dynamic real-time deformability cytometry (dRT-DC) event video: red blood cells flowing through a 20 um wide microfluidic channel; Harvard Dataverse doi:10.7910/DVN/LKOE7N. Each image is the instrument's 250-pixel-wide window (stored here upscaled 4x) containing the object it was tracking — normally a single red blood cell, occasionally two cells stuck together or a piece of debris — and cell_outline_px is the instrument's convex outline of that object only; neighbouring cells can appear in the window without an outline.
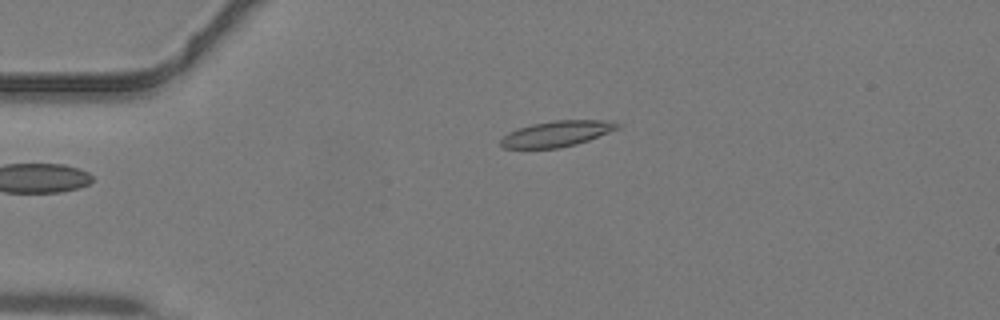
{"species": "common noctule bat (a hibernating species)", "species_latin": "Nyctalus noctula", "temperature_condition": "warm", "stored_images_in_passage": 30, "camera_frame_rate_fps": 3000, "um_per_image_px": 0.085, "animal": {"sex": "male", "body_mass_g": 19.2, "forearm_length_mm": 51.8}, "frame": {"image": 1, "passage_image": 1, "time_ms": 0.0, "image_size_px": [1000, 320], "cell_outline_px": [[620, 128], [588, 140], [576, 144], [560, 148], [504, 148], [500, 144], [500, 140], [508, 132], [532, 124], [556, 120], [612, 120], [620, 124]], "centroid_in_image_um": [47.36, 11.36], "position_along_channel_um": 37.6, "area_um2": 17.46}}
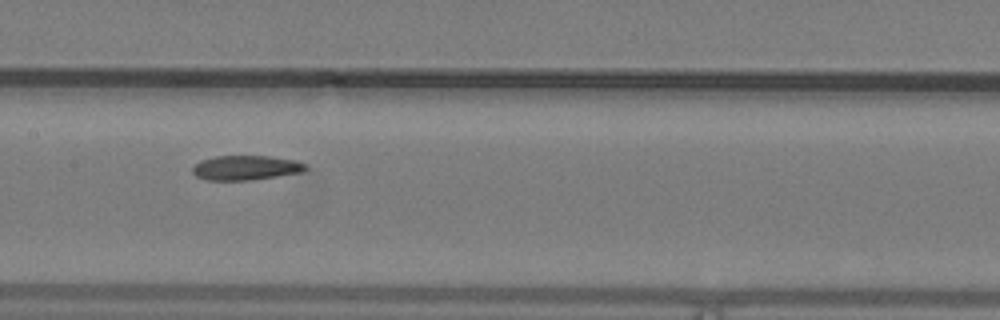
{"frame": {"image": 2, "passage_image": 13, "time_ms": 4.0, "image_size_px": [1000, 320], "cell_outline_px": [[308, 168], [300, 172], [276, 176], [248, 180], [208, 180], [196, 176], [192, 172], [192, 168], [200, 160], [216, 156], [268, 156], [296, 160], [304, 164]], "centroid_in_image_um": [20.86, 14.25], "position_along_channel_um": 186.5, "area_um2": 16.01}}
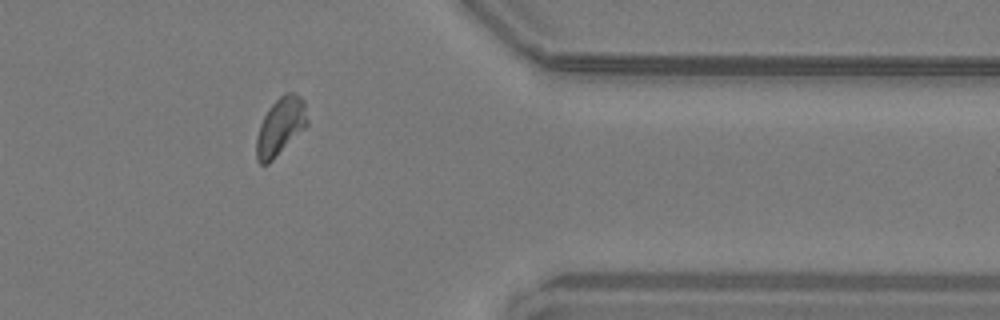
{"frame": {"image": 3, "passage_image": 27, "time_ms": 8.667, "image_size_px": [1000, 320], "cell_outline_px": [[308, 124], [268, 164], [260, 164], [256, 160], [256, 140], [260, 124], [268, 108], [284, 92], [292, 92], [300, 96], [304, 100], [308, 120]], "centroid_in_image_um": [23.83, 10.73], "position_along_channel_um": 387.6, "area_um2": 16.94}}